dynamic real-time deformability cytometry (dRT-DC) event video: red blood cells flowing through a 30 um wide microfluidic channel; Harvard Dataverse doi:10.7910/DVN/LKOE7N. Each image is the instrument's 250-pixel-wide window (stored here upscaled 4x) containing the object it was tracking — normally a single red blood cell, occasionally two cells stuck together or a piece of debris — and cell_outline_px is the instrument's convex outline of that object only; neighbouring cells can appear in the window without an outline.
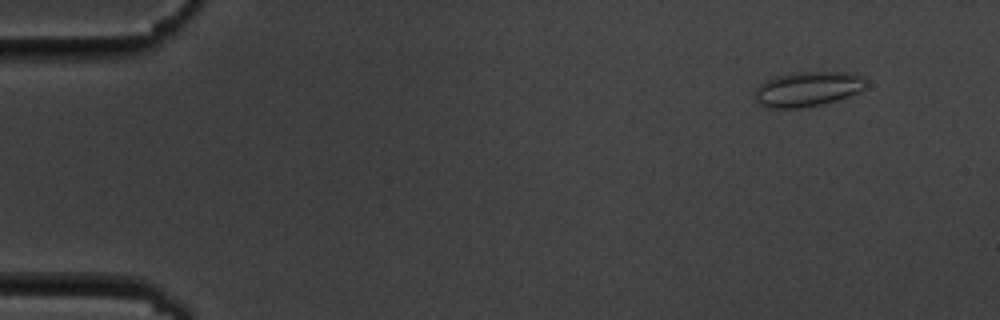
{"species": "common noctule bat (a hibernating species)", "species_latin": "Nyctalus noctula", "temperature_condition": "cold", "stored_images_in_passage": 5, "camera_frame_rate_fps": 3000, "um_per_image_px": 0.085, "animal": {"sex": "male", "body_mass_g": 19.5, "forearm_length_mm": 54.6}, "frame": {"image": 1, "passage_image": 1, "time_ms": 0.0, "image_size_px": [1000, 320], "cell_outline_px": [[864, 88], [860, 92], [836, 100], [820, 104], [800, 108], [768, 108], [760, 104], [756, 100], [756, 88], [760, 84], [776, 76], [796, 72], [852, 72], [864, 76]], "centroid_in_image_um": [68.67, 7.56], "position_along_channel_um": 16.3, "area_um2": 22.43}}
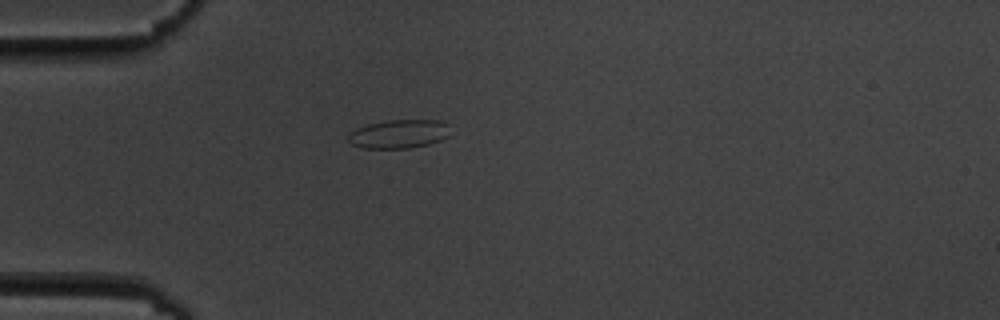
{"frame": {"image": 2, "passage_image": 4, "time_ms": 3.667, "image_size_px": [1000, 320], "cell_outline_px": [[448, 136], [440, 140], [428, 144], [408, 148], [360, 148], [352, 144], [348, 140], [348, 132], [356, 128], [368, 124], [388, 120], [440, 120], [448, 124]], "centroid_in_image_um": [33.87, 11.38], "position_along_channel_um": 51.1, "area_um2": 17.05}}